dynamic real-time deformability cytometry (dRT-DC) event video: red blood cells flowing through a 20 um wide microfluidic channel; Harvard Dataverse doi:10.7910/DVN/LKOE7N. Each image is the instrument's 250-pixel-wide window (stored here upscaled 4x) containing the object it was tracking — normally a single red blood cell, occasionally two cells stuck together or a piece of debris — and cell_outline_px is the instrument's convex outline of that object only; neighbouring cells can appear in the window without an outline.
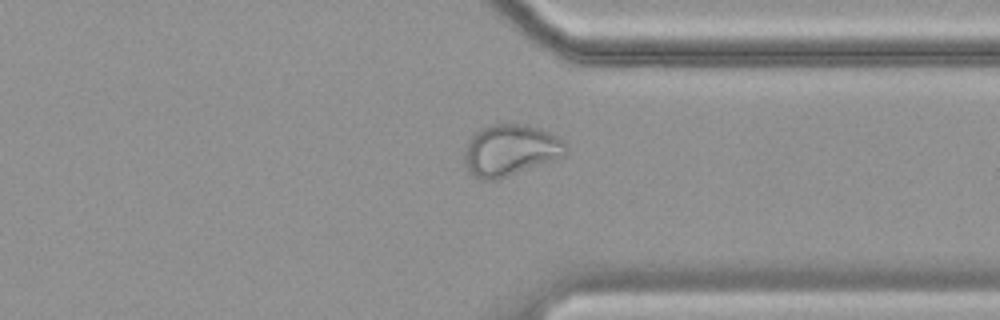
{"species": "common noctule bat (a hibernating species)", "species_latin": "Nyctalus noctula", "temperature_condition": "cold", "stored_images_in_passage": 57, "camera_frame_rate_fps": 3000, "um_per_image_px": 0.085, "animal": {"sex": "female", "body_mass_g": 19.9}, "frame": {"image": 1, "passage_image": 44, "time_ms": 14.333, "image_size_px": [1000, 320], "cell_outline_px": [[568, 152], [564, 156], [556, 160], [496, 180], [480, 180], [468, 172], [464, 160], [464, 156], [468, 140], [480, 128], [496, 124], [524, 124], [540, 128], [564, 140], [568, 148]], "centroid_in_image_um": [43.4, 12.78], "position_along_channel_um": 368.0, "area_um2": 30.63}}
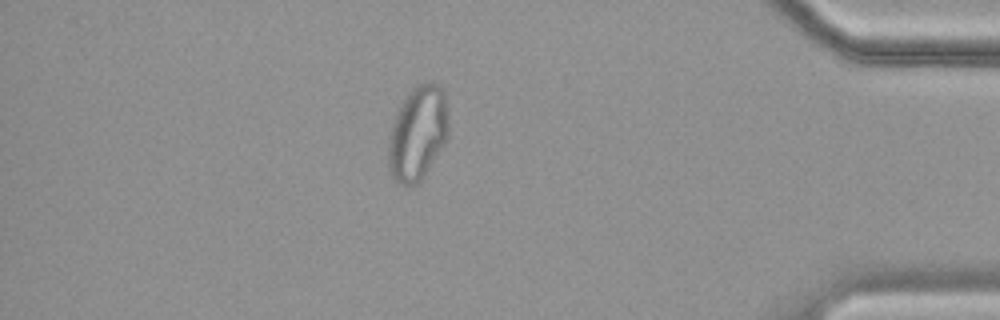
{"frame": {"image": 2, "passage_image": 50, "time_ms": 16.333, "image_size_px": [1000, 320], "cell_outline_px": [[448, 136], [420, 180], [416, 184], [404, 188], [392, 176], [388, 168], [388, 140], [392, 124], [408, 92], [416, 84], [428, 80], [432, 80], [440, 84], [444, 88], [448, 116]], "centroid_in_image_um": [35.51, 11.27], "position_along_channel_um": 399.7, "area_um2": 33.12}}